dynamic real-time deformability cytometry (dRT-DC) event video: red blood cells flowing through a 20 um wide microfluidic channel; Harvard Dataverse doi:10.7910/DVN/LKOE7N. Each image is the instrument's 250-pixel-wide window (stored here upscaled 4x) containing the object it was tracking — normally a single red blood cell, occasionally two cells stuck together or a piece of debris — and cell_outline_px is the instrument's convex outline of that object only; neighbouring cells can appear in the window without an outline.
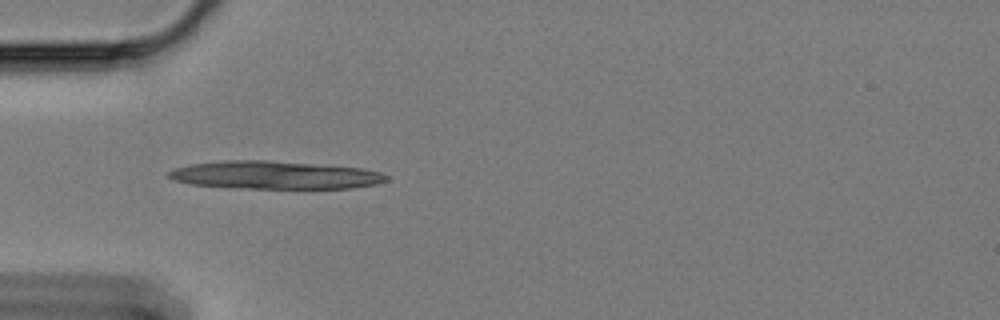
{"species": "Egyptian fruit bat (a non-hibernating species)", "species_latin": "Rousettus aegyptiacus", "temperature_condition": "cold", "stored_images_in_passage": 4, "camera_frame_rate_fps": 3000, "um_per_image_px": 0.085, "animal": {"sex": "female"}, "frame": {"image": 1, "passage_image": 1, "time_ms": 0.0, "image_size_px": [1000, 320], "cell_outline_px": [[388, 180], [376, 184], [352, 188], [248, 188], [192, 184], [176, 180], [168, 176], [168, 172], [172, 168], [188, 164], [224, 160], [268, 160], [360, 168], [380, 172], [388, 176]], "centroid_in_image_um": [23.34, 14.87], "position_along_channel_um": 61.7, "area_um2": 35.14}}